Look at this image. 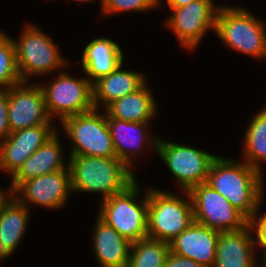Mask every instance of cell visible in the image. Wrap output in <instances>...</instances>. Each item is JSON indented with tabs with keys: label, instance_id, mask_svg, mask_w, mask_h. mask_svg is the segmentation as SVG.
<instances>
[{
	"label": "cell",
	"instance_id": "cell-1",
	"mask_svg": "<svg viewBox=\"0 0 266 267\" xmlns=\"http://www.w3.org/2000/svg\"><path fill=\"white\" fill-rule=\"evenodd\" d=\"M234 163L216 157L210 166L206 183L249 220L258 210L262 199V175L246 162Z\"/></svg>",
	"mask_w": 266,
	"mask_h": 267
},
{
	"label": "cell",
	"instance_id": "cell-2",
	"mask_svg": "<svg viewBox=\"0 0 266 267\" xmlns=\"http://www.w3.org/2000/svg\"><path fill=\"white\" fill-rule=\"evenodd\" d=\"M71 189L102 192L103 200L122 192L136 178L117 157L70 156Z\"/></svg>",
	"mask_w": 266,
	"mask_h": 267
},
{
	"label": "cell",
	"instance_id": "cell-3",
	"mask_svg": "<svg viewBox=\"0 0 266 267\" xmlns=\"http://www.w3.org/2000/svg\"><path fill=\"white\" fill-rule=\"evenodd\" d=\"M137 185L135 179L122 192L104 199L99 213L102 220L131 243L148 237V193L141 204L135 203Z\"/></svg>",
	"mask_w": 266,
	"mask_h": 267
},
{
	"label": "cell",
	"instance_id": "cell-4",
	"mask_svg": "<svg viewBox=\"0 0 266 267\" xmlns=\"http://www.w3.org/2000/svg\"><path fill=\"white\" fill-rule=\"evenodd\" d=\"M163 191L148 192V237L170 243L194 222L193 205Z\"/></svg>",
	"mask_w": 266,
	"mask_h": 267
},
{
	"label": "cell",
	"instance_id": "cell-5",
	"mask_svg": "<svg viewBox=\"0 0 266 267\" xmlns=\"http://www.w3.org/2000/svg\"><path fill=\"white\" fill-rule=\"evenodd\" d=\"M215 32L231 48L256 57L266 56V33L262 21L246 10L218 7Z\"/></svg>",
	"mask_w": 266,
	"mask_h": 267
},
{
	"label": "cell",
	"instance_id": "cell-6",
	"mask_svg": "<svg viewBox=\"0 0 266 267\" xmlns=\"http://www.w3.org/2000/svg\"><path fill=\"white\" fill-rule=\"evenodd\" d=\"M93 109L62 120L65 132L74 144L70 156L116 157L107 116Z\"/></svg>",
	"mask_w": 266,
	"mask_h": 267
},
{
	"label": "cell",
	"instance_id": "cell-7",
	"mask_svg": "<svg viewBox=\"0 0 266 267\" xmlns=\"http://www.w3.org/2000/svg\"><path fill=\"white\" fill-rule=\"evenodd\" d=\"M189 194L194 222L219 232L237 231L248 225V219L209 184H199Z\"/></svg>",
	"mask_w": 266,
	"mask_h": 267
},
{
	"label": "cell",
	"instance_id": "cell-8",
	"mask_svg": "<svg viewBox=\"0 0 266 267\" xmlns=\"http://www.w3.org/2000/svg\"><path fill=\"white\" fill-rule=\"evenodd\" d=\"M153 145L185 192L207 182L210 166L216 156L158 138Z\"/></svg>",
	"mask_w": 266,
	"mask_h": 267
},
{
	"label": "cell",
	"instance_id": "cell-9",
	"mask_svg": "<svg viewBox=\"0 0 266 267\" xmlns=\"http://www.w3.org/2000/svg\"><path fill=\"white\" fill-rule=\"evenodd\" d=\"M49 117L58 113L61 121L69 116L94 109L92 83L89 79H75L60 73L56 81L41 87Z\"/></svg>",
	"mask_w": 266,
	"mask_h": 267
},
{
	"label": "cell",
	"instance_id": "cell-10",
	"mask_svg": "<svg viewBox=\"0 0 266 267\" xmlns=\"http://www.w3.org/2000/svg\"><path fill=\"white\" fill-rule=\"evenodd\" d=\"M14 45L22 82H27L26 76L30 74L50 72L65 63L58 54L57 46L36 27L27 26L20 40H14Z\"/></svg>",
	"mask_w": 266,
	"mask_h": 267
},
{
	"label": "cell",
	"instance_id": "cell-11",
	"mask_svg": "<svg viewBox=\"0 0 266 267\" xmlns=\"http://www.w3.org/2000/svg\"><path fill=\"white\" fill-rule=\"evenodd\" d=\"M21 82L8 89V121L11 132L50 125L52 120L46 110L45 97L41 86H23ZM23 86V87H22Z\"/></svg>",
	"mask_w": 266,
	"mask_h": 267
},
{
	"label": "cell",
	"instance_id": "cell-12",
	"mask_svg": "<svg viewBox=\"0 0 266 267\" xmlns=\"http://www.w3.org/2000/svg\"><path fill=\"white\" fill-rule=\"evenodd\" d=\"M170 9L174 13L167 23L180 43L189 49L198 45L209 27L215 30L218 8L212 0H194L184 7Z\"/></svg>",
	"mask_w": 266,
	"mask_h": 267
},
{
	"label": "cell",
	"instance_id": "cell-13",
	"mask_svg": "<svg viewBox=\"0 0 266 267\" xmlns=\"http://www.w3.org/2000/svg\"><path fill=\"white\" fill-rule=\"evenodd\" d=\"M69 191H72L70 172L60 170L25 180L14 190V193L15 198L27 207V203L31 201L47 208H58L64 205ZM18 192L23 194V200L20 198L21 195L16 196Z\"/></svg>",
	"mask_w": 266,
	"mask_h": 267
},
{
	"label": "cell",
	"instance_id": "cell-14",
	"mask_svg": "<svg viewBox=\"0 0 266 267\" xmlns=\"http://www.w3.org/2000/svg\"><path fill=\"white\" fill-rule=\"evenodd\" d=\"M55 132L51 125H37L11 132L0 145V169L12 176Z\"/></svg>",
	"mask_w": 266,
	"mask_h": 267
},
{
	"label": "cell",
	"instance_id": "cell-15",
	"mask_svg": "<svg viewBox=\"0 0 266 267\" xmlns=\"http://www.w3.org/2000/svg\"><path fill=\"white\" fill-rule=\"evenodd\" d=\"M220 232L193 222L170 242V251L191 258L203 267H214Z\"/></svg>",
	"mask_w": 266,
	"mask_h": 267
},
{
	"label": "cell",
	"instance_id": "cell-16",
	"mask_svg": "<svg viewBox=\"0 0 266 267\" xmlns=\"http://www.w3.org/2000/svg\"><path fill=\"white\" fill-rule=\"evenodd\" d=\"M247 225L237 231L220 232L216 248L215 267H256L253 244Z\"/></svg>",
	"mask_w": 266,
	"mask_h": 267
},
{
	"label": "cell",
	"instance_id": "cell-17",
	"mask_svg": "<svg viewBox=\"0 0 266 267\" xmlns=\"http://www.w3.org/2000/svg\"><path fill=\"white\" fill-rule=\"evenodd\" d=\"M60 143L54 133L44 144L30 155L19 170L12 176V188L15 190L23 181L44 174L58 172L65 169L61 159Z\"/></svg>",
	"mask_w": 266,
	"mask_h": 267
},
{
	"label": "cell",
	"instance_id": "cell-18",
	"mask_svg": "<svg viewBox=\"0 0 266 267\" xmlns=\"http://www.w3.org/2000/svg\"><path fill=\"white\" fill-rule=\"evenodd\" d=\"M122 64L110 74L103 76L92 84L93 105L98 108V100L105 103L106 108L114 101L136 92L145 83L141 73L121 70Z\"/></svg>",
	"mask_w": 266,
	"mask_h": 267
},
{
	"label": "cell",
	"instance_id": "cell-19",
	"mask_svg": "<svg viewBox=\"0 0 266 267\" xmlns=\"http://www.w3.org/2000/svg\"><path fill=\"white\" fill-rule=\"evenodd\" d=\"M94 234L96 257L103 267H127L131 242L98 217Z\"/></svg>",
	"mask_w": 266,
	"mask_h": 267
},
{
	"label": "cell",
	"instance_id": "cell-20",
	"mask_svg": "<svg viewBox=\"0 0 266 267\" xmlns=\"http://www.w3.org/2000/svg\"><path fill=\"white\" fill-rule=\"evenodd\" d=\"M122 63L123 53L120 46L109 38L94 39L85 47L82 56L84 71L92 77V84L113 72Z\"/></svg>",
	"mask_w": 266,
	"mask_h": 267
},
{
	"label": "cell",
	"instance_id": "cell-21",
	"mask_svg": "<svg viewBox=\"0 0 266 267\" xmlns=\"http://www.w3.org/2000/svg\"><path fill=\"white\" fill-rule=\"evenodd\" d=\"M146 83L136 92L128 94L111 103L106 109L107 118L127 122H148L156 114V106Z\"/></svg>",
	"mask_w": 266,
	"mask_h": 267
},
{
	"label": "cell",
	"instance_id": "cell-22",
	"mask_svg": "<svg viewBox=\"0 0 266 267\" xmlns=\"http://www.w3.org/2000/svg\"><path fill=\"white\" fill-rule=\"evenodd\" d=\"M28 207L15 197L0 214V260L12 254L24 234Z\"/></svg>",
	"mask_w": 266,
	"mask_h": 267
},
{
	"label": "cell",
	"instance_id": "cell-23",
	"mask_svg": "<svg viewBox=\"0 0 266 267\" xmlns=\"http://www.w3.org/2000/svg\"><path fill=\"white\" fill-rule=\"evenodd\" d=\"M110 134L113 141L116 157L120 159L128 168L131 166L130 149L136 145L137 151L143 146L141 143L146 138L143 134V127L146 123L140 122H127L116 118H107ZM142 129V131H141ZM131 133H133L131 135ZM126 146V147H125ZM130 151V152H129Z\"/></svg>",
	"mask_w": 266,
	"mask_h": 267
},
{
	"label": "cell",
	"instance_id": "cell-24",
	"mask_svg": "<svg viewBox=\"0 0 266 267\" xmlns=\"http://www.w3.org/2000/svg\"><path fill=\"white\" fill-rule=\"evenodd\" d=\"M130 249L127 267H164L170 243L147 237L131 243Z\"/></svg>",
	"mask_w": 266,
	"mask_h": 267
},
{
	"label": "cell",
	"instance_id": "cell-25",
	"mask_svg": "<svg viewBox=\"0 0 266 267\" xmlns=\"http://www.w3.org/2000/svg\"><path fill=\"white\" fill-rule=\"evenodd\" d=\"M245 140V162L260 171L257 162L266 161V109L252 119Z\"/></svg>",
	"mask_w": 266,
	"mask_h": 267
},
{
	"label": "cell",
	"instance_id": "cell-26",
	"mask_svg": "<svg viewBox=\"0 0 266 267\" xmlns=\"http://www.w3.org/2000/svg\"><path fill=\"white\" fill-rule=\"evenodd\" d=\"M21 82L14 40L0 32V89H9Z\"/></svg>",
	"mask_w": 266,
	"mask_h": 267
},
{
	"label": "cell",
	"instance_id": "cell-27",
	"mask_svg": "<svg viewBox=\"0 0 266 267\" xmlns=\"http://www.w3.org/2000/svg\"><path fill=\"white\" fill-rule=\"evenodd\" d=\"M159 3L158 0H103L104 13L137 10L144 11Z\"/></svg>",
	"mask_w": 266,
	"mask_h": 267
},
{
	"label": "cell",
	"instance_id": "cell-28",
	"mask_svg": "<svg viewBox=\"0 0 266 267\" xmlns=\"http://www.w3.org/2000/svg\"><path fill=\"white\" fill-rule=\"evenodd\" d=\"M8 89H0V139L11 133L8 121Z\"/></svg>",
	"mask_w": 266,
	"mask_h": 267
},
{
	"label": "cell",
	"instance_id": "cell-29",
	"mask_svg": "<svg viewBox=\"0 0 266 267\" xmlns=\"http://www.w3.org/2000/svg\"><path fill=\"white\" fill-rule=\"evenodd\" d=\"M256 213L248 220V225L252 229L256 228V234L258 237V241L256 244H259L261 247H264L266 249V213L263 217L258 218L259 221L256 222ZM255 219V220H254ZM264 260H266V250L264 251Z\"/></svg>",
	"mask_w": 266,
	"mask_h": 267
},
{
	"label": "cell",
	"instance_id": "cell-30",
	"mask_svg": "<svg viewBox=\"0 0 266 267\" xmlns=\"http://www.w3.org/2000/svg\"><path fill=\"white\" fill-rule=\"evenodd\" d=\"M164 267H203L191 258H186L174 254L170 251L165 261Z\"/></svg>",
	"mask_w": 266,
	"mask_h": 267
},
{
	"label": "cell",
	"instance_id": "cell-31",
	"mask_svg": "<svg viewBox=\"0 0 266 267\" xmlns=\"http://www.w3.org/2000/svg\"><path fill=\"white\" fill-rule=\"evenodd\" d=\"M11 194H9V199L5 197L6 194H3V191L0 190V214L3 212L4 208L11 202L12 197L15 195L13 188H10Z\"/></svg>",
	"mask_w": 266,
	"mask_h": 267
},
{
	"label": "cell",
	"instance_id": "cell-32",
	"mask_svg": "<svg viewBox=\"0 0 266 267\" xmlns=\"http://www.w3.org/2000/svg\"><path fill=\"white\" fill-rule=\"evenodd\" d=\"M170 8H181L194 0H166Z\"/></svg>",
	"mask_w": 266,
	"mask_h": 267
},
{
	"label": "cell",
	"instance_id": "cell-33",
	"mask_svg": "<svg viewBox=\"0 0 266 267\" xmlns=\"http://www.w3.org/2000/svg\"><path fill=\"white\" fill-rule=\"evenodd\" d=\"M76 1H85V2H87V1H91V0H76ZM101 2H102V4H103V0H101Z\"/></svg>",
	"mask_w": 266,
	"mask_h": 267
}]
</instances>
